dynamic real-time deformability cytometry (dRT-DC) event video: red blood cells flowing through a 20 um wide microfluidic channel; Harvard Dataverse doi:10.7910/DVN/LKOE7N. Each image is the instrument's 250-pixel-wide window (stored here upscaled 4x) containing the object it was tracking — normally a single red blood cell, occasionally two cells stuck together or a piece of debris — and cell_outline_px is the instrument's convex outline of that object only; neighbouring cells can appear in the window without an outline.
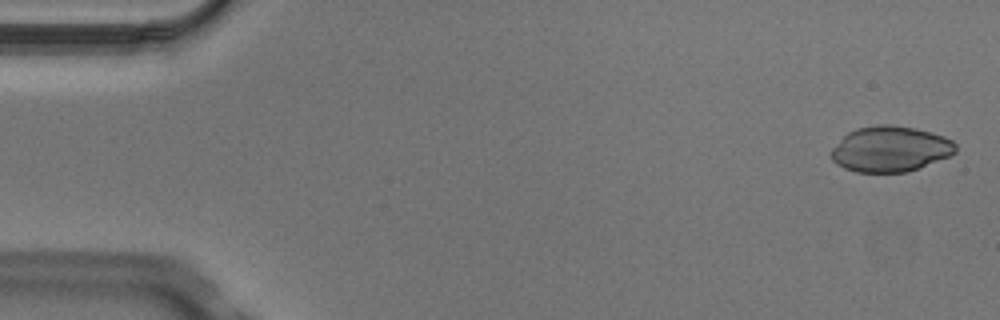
{"species": "Egyptian fruit bat (a non-hibernating species)", "species_latin": "Rousettus aegyptiacus", "temperature_condition": "cold", "stored_images_in_passage": 5, "camera_frame_rate_fps": 3000, "um_per_image_px": 0.085, "animal": {"sex": "male"}, "frame": {"image": 1, "passage_image": 1, "time_ms": 0.0, "image_size_px": [1000, 320], "cell_outline_px": [[956, 152], [948, 156], [908, 172], [856, 172], [844, 168], [836, 164], [832, 160], [832, 148], [848, 132], [856, 128], [880, 124], [888, 124], [916, 128], [944, 136], [952, 140], [956, 144]], "centroid_in_image_um": [75.67, 12.66], "position_along_channel_um": 9.3, "area_um2": 32.95}}